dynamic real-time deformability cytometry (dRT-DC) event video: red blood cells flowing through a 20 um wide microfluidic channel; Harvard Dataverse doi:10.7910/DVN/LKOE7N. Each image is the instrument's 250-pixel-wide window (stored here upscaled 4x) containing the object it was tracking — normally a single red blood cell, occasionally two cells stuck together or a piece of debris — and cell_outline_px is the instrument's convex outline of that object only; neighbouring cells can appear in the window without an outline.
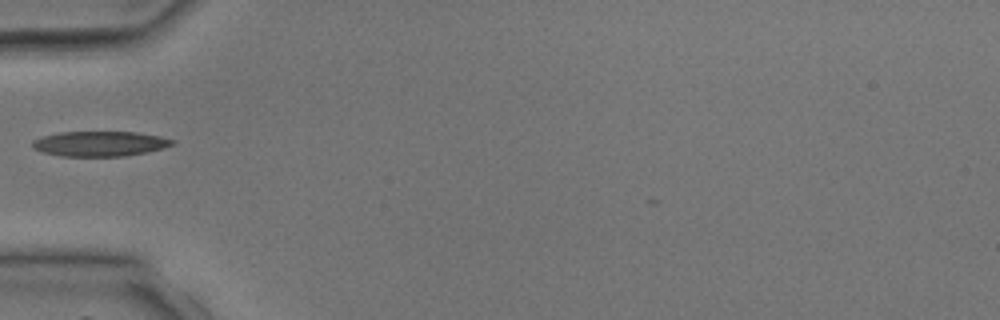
{"species": "common noctule bat (a hibernating species)", "species_latin": "Nyctalus noctula", "temperature_condition": "room temperature", "stored_images_in_passage": 4, "camera_frame_rate_fps": 3000, "um_per_image_px": 0.085, "animal": {"sex": "male", "body_mass_g": 17.9, "forearm_length_mm": 54.2}, "frame": {"image": 1, "passage_image": 4, "time_ms": 3.333, "image_size_px": [1000, 320], "cell_outline_px": [[176, 144], [164, 148], [148, 152], [124, 156], [60, 156], [40, 152], [32, 148], [32, 140], [44, 136], [60, 132], [136, 132], [160, 136], [176, 140]], "centroid_in_image_um": [8.51, 12.22], "position_along_channel_um": 76.5, "area_um2": 20.63}}